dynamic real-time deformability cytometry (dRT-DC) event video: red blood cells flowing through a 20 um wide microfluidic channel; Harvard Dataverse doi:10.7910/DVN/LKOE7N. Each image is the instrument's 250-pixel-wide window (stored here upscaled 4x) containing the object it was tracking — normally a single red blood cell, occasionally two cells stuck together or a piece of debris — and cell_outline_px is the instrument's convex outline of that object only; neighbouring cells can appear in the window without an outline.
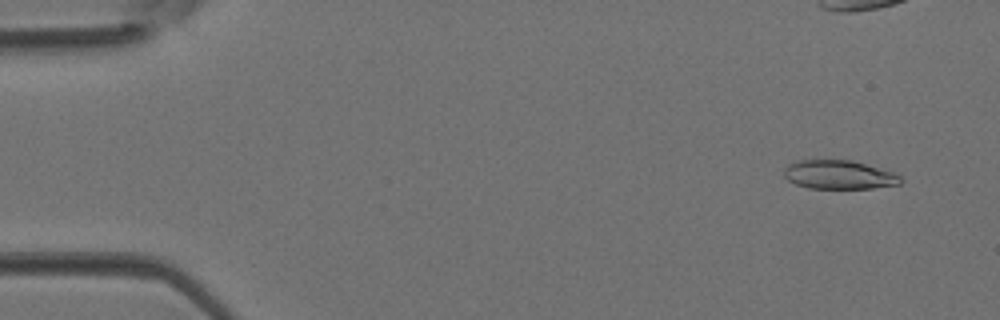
{"species": "Egyptian fruit bat (a non-hibernating species)", "species_latin": "Rousettus aegyptiacus", "temperature_condition": "room temperature", "stored_images_in_passage": 5, "camera_frame_rate_fps": 3000, "um_per_image_px": 0.085, "animal": {"sex": "female"}, "frame": {"image": 1, "passage_image": 1, "time_ms": 0.0, "image_size_px": [1000, 320], "cell_outline_px": [[900, 184], [872, 188], [808, 188], [796, 184], [788, 180], [784, 176], [784, 168], [788, 164], [796, 160], [852, 160], [896, 172], [900, 176]], "centroid_in_image_um": [71.31, 14.84], "position_along_channel_um": 13.7, "area_um2": 19.65}}